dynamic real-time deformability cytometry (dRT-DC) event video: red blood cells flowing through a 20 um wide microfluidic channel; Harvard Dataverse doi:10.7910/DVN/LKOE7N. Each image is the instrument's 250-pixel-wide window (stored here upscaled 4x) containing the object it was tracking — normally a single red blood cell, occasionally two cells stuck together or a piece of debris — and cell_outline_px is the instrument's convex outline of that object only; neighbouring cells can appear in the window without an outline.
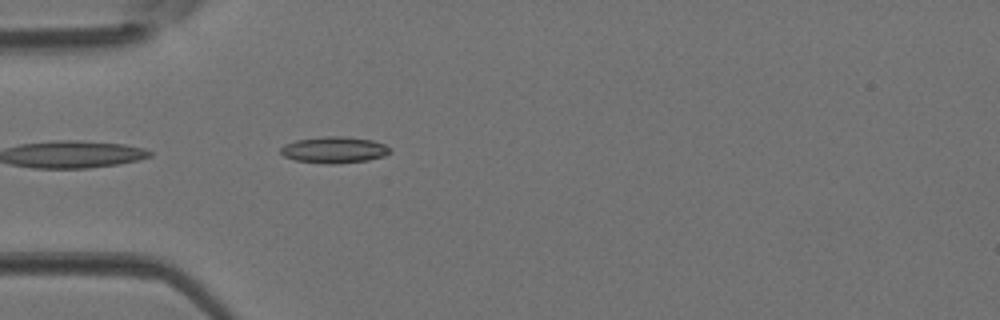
{"species": "Egyptian fruit bat (a non-hibernating species)", "species_latin": "Rousettus aegyptiacus", "temperature_condition": "room temperature", "stored_images_in_passage": 31, "camera_frame_rate_fps": 3000, "um_per_image_px": 0.085, "animal": {"sex": "female"}, "frame": {"image": 1, "passage_image": 1, "time_ms": 0.0, "image_size_px": [1000, 320], "cell_outline_px": [[392, 152], [384, 156], [368, 160], [332, 164], [296, 160], [284, 156], [280, 152], [280, 148], [284, 144], [296, 140], [324, 136], [348, 136], [372, 140], [384, 144], [392, 148]], "centroid_in_image_um": [28.44, 12.72], "position_along_channel_um": 56.6, "area_um2": 16.88}}
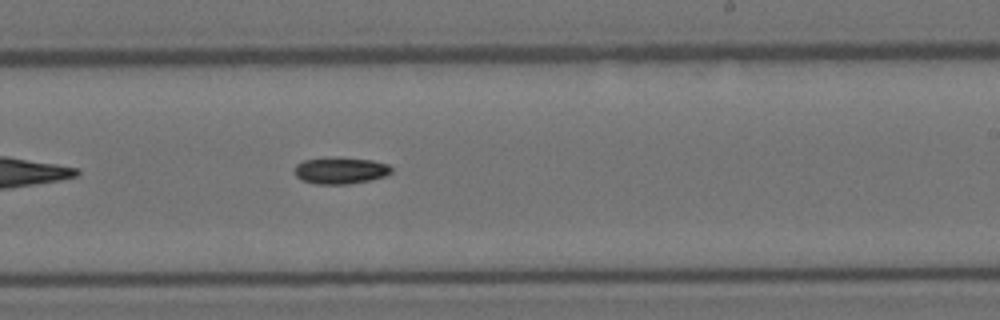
{"frame": {"image": 2, "passage_image": 14, "time_ms": 4.333, "image_size_px": [1000, 320], "cell_outline_px": [[392, 172], [384, 176], [368, 180], [348, 184], [316, 184], [304, 180], [296, 176], [296, 164], [304, 160], [372, 160], [388, 164], [392, 168]], "centroid_in_image_um": [28.98, 14.54], "position_along_channel_um": 260.0, "area_um2": 14.05}}
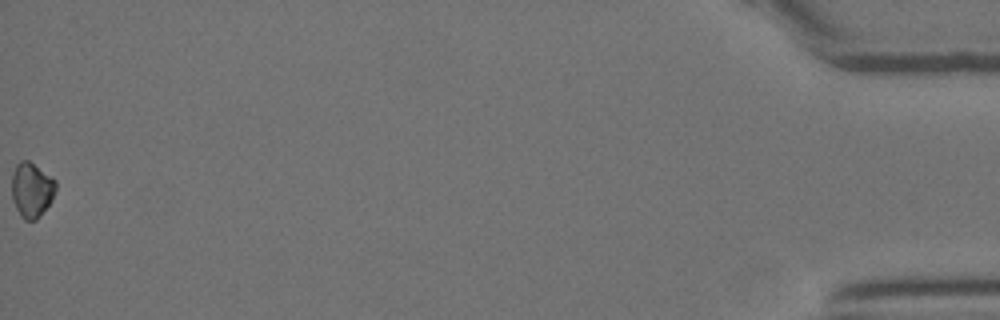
{"frame": {"image": 3, "passage_image": 31, "time_ms": 10.0, "image_size_px": [1000, 320], "cell_outline_px": [[56, 188], [52, 200], [40, 216], [36, 220], [24, 220], [20, 216], [16, 208], [12, 196], [12, 172], [16, 164], [20, 160], [28, 160], [52, 176], [56, 180]], "centroid_in_image_um": [2.69, 16.13], "position_along_channel_um": 432.5, "area_um2": 14.22}}